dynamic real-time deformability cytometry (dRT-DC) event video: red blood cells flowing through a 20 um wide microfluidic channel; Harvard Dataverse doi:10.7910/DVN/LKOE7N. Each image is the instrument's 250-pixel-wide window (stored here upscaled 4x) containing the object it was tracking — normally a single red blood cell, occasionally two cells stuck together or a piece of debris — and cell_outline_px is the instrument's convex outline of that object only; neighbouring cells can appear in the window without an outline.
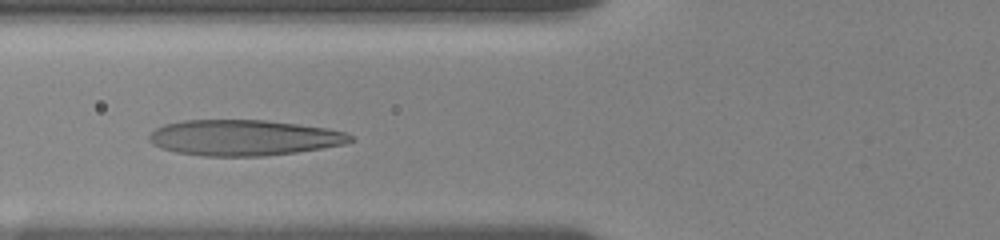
{"species": "human", "species_latin": "Homo sapiens", "temperature_condition": "room temperature", "stored_images_in_passage": 40, "camera_frame_rate_fps": 3000, "um_per_image_px": 0.085, "donor": {"sex": "female"}, "frame": {"image": 1, "passage_image": 14, "time_ms": 4.333, "image_size_px": [1000, 240], "cell_outline_px": [[356, 140], [344, 144], [296, 152], [264, 156], [204, 156], [176, 152], [160, 148], [152, 144], [148, 140], [148, 136], [156, 128], [164, 124], [184, 120], [264, 120], [328, 128], [348, 132]], "centroid_in_image_um": [20.72, 11.7], "position_along_channel_um": 105.1, "area_um2": 42.02}}
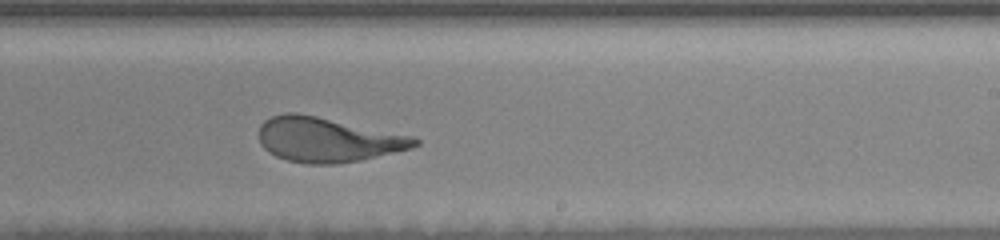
{"frame": {"image": 2, "passage_image": 27, "time_ms": 8.667, "image_size_px": [1000, 240], "cell_outline_px": [[420, 144], [412, 148], [360, 160], [336, 164], [308, 164], [288, 160], [276, 156], [268, 152], [260, 144], [260, 124], [264, 120], [272, 116], [284, 112], [296, 112], [416, 136], [420, 140]], "centroid_in_image_um": [27.86, 11.87], "position_along_channel_um": 261.1, "area_um2": 40.69}}
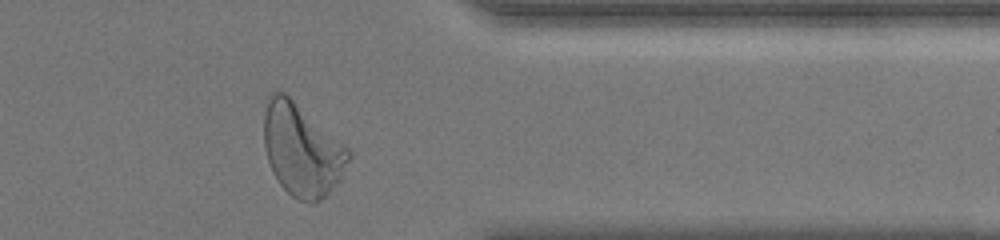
{"frame": {"image": 3, "passage_image": 38, "time_ms": 12.333, "image_size_px": [1000, 240], "cell_outline_px": [[352, 156], [340, 180], [320, 200], [308, 204], [292, 196], [280, 184], [268, 160], [264, 144], [264, 112], [268, 96], [272, 92], [284, 92], [344, 144], [352, 152]], "centroid_in_image_um": [25.67, 12.74], "position_along_channel_um": 385.7, "area_um2": 45.03}, "authors_computed_cell_mechanics": {"area_um2": 41.0669, "velocity_mm_per_s": 3.6016, "shape_relaxation_time_tau1_ms": 4.6532, "shape_relaxation_time_tau2_ms": 1.0285, "deformation_change_tau1": 0.222, "deformation_change_tau2": 0.1013}}